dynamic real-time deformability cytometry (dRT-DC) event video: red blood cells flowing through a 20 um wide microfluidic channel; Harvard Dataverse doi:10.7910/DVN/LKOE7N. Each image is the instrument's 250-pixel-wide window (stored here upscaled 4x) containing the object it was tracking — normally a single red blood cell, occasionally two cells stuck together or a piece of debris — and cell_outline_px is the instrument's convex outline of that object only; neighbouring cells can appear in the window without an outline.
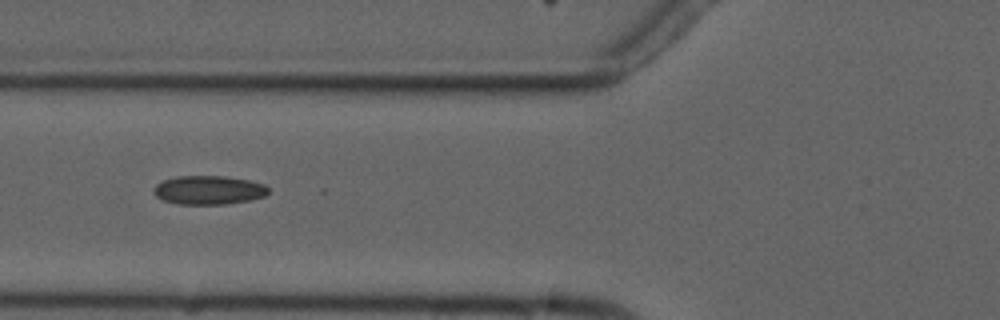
{"species": "common noctule bat (a hibernating species)", "species_latin": "Nyctalus noctula", "temperature_condition": "cold", "stored_images_in_passage": 9, "camera_frame_rate_fps": 3000, "um_per_image_px": 0.085, "animal": {"sex": "male", "forearm_length_mm": 52.5}, "frame": {"image": 1, "passage_image": 4, "time_ms": 5.0, "image_size_px": [1000, 320], "cell_outline_px": [[268, 192], [264, 196], [248, 200], [224, 204], [176, 204], [164, 200], [156, 196], [152, 192], [156, 184], [164, 180], [176, 176], [224, 176], [248, 180], [264, 184], [268, 188]], "centroid_in_image_um": [17.7, 16.15], "position_along_channel_um": 108.1, "area_um2": 19.13}}
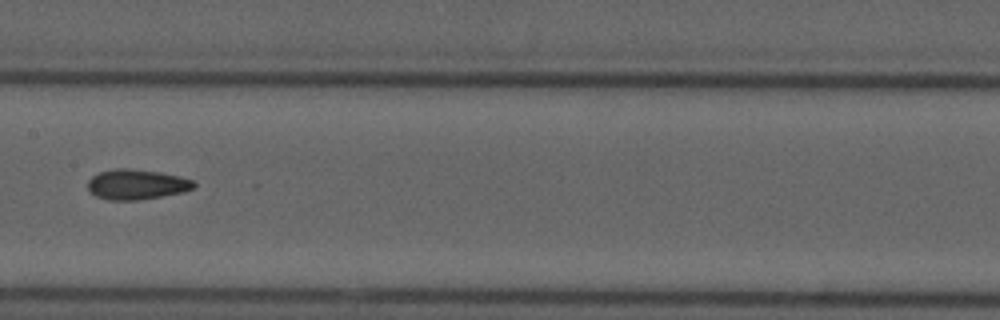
{"frame": {"image": 2, "passage_image": 6, "time_ms": 7.333, "image_size_px": [1000, 320], "cell_outline_px": [[196, 188], [184, 192], [140, 200], [108, 200], [96, 196], [88, 188], [88, 180], [92, 176], [100, 172], [116, 168], [128, 168], [160, 172], [180, 176], [192, 180], [196, 184]], "centroid_in_image_um": [11.64, 15.67], "position_along_channel_um": 195.8, "area_um2": 18.73}}
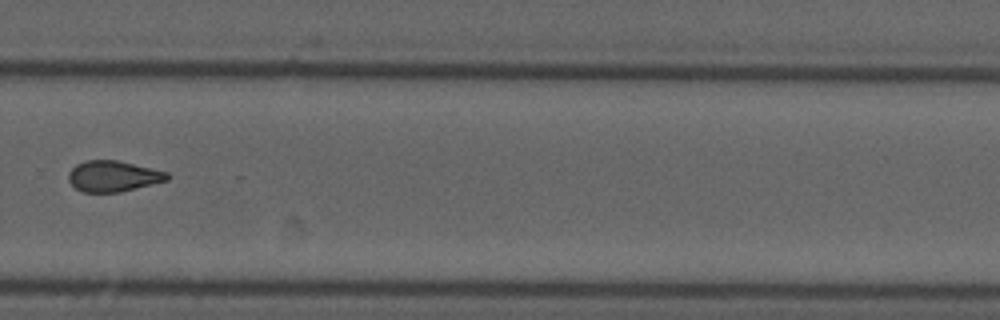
{"frame": {"image": 3, "passage_image": 9, "time_ms": 10.667, "image_size_px": [1000, 320], "cell_outline_px": [[172, 176], [168, 180], [120, 192], [84, 192], [76, 188], [68, 180], [68, 172], [76, 164], [84, 160], [116, 160], [168, 172]], "centroid_in_image_um": [9.62, 14.97], "position_along_channel_um": 320.2, "area_um2": 17.74}}